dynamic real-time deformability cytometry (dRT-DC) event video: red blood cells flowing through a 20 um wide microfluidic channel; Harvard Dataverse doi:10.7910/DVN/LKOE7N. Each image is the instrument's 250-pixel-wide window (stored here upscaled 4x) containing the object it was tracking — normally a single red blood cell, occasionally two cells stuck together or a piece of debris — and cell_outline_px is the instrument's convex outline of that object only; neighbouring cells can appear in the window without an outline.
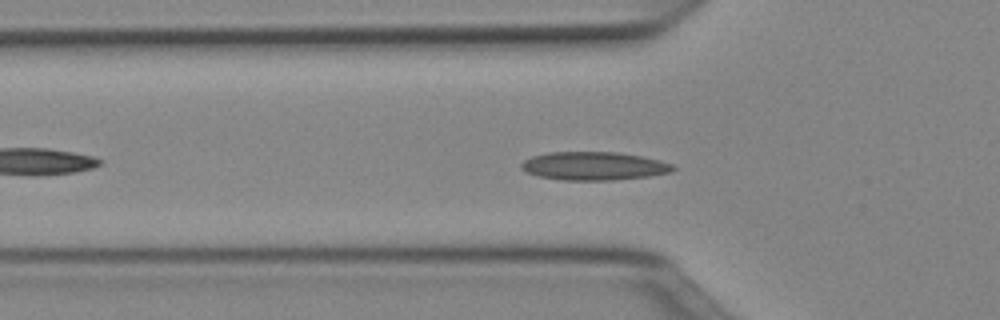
{"species": "Egyptian fruit bat (a non-hibernating species)", "species_latin": "Rousettus aegyptiacus", "temperature_condition": "cold", "stored_images_in_passage": 37, "camera_frame_rate_fps": 3000, "um_per_image_px": 0.085, "animal": {"sex": "female"}, "frame": {"image": 1, "passage_image": 2, "time_ms": 0.333, "image_size_px": [1000, 320], "cell_outline_px": [[676, 168], [672, 172], [648, 176], [612, 180], [564, 180], [540, 176], [528, 172], [520, 168], [520, 164], [524, 160], [532, 156], [548, 152], [616, 152], [640, 156], [660, 160], [672, 164]], "centroid_in_image_um": [50.48, 14.1], "position_along_channel_um": 75.3, "area_um2": 24.91}}
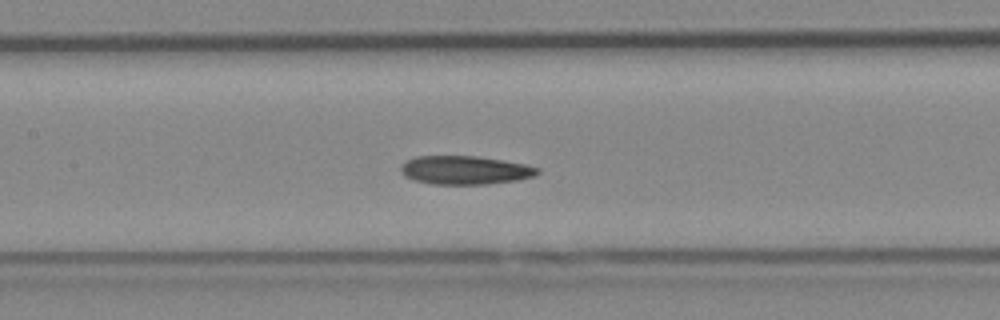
{"frame": {"image": 2, "passage_image": 9, "time_ms": 2.667, "image_size_px": [1000, 320], "cell_outline_px": [[540, 172], [536, 176], [516, 180], [488, 184], [432, 184], [416, 180], [404, 176], [400, 172], [400, 164], [404, 160], [416, 156], [476, 156], [504, 160], [524, 164], [540, 168]], "centroid_in_image_um": [39.5, 14.45], "position_along_channel_um": 167.9, "area_um2": 22.95}}
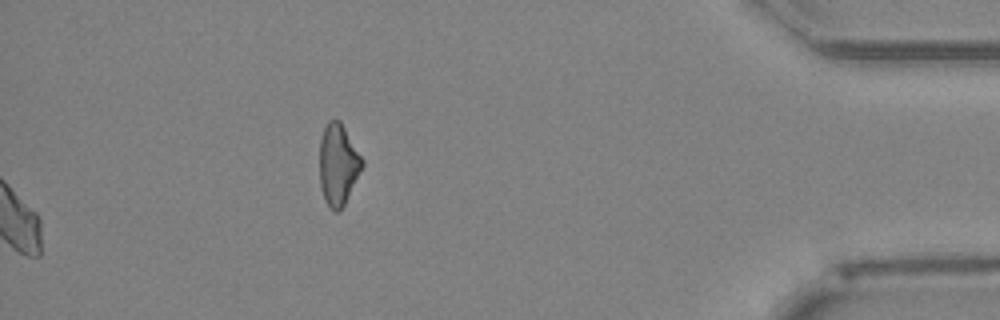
{"frame": {"image": 3, "passage_image": 37, "time_ms": 12.0, "image_size_px": [1000, 320], "cell_outline_px": [[364, 164], [344, 204], [336, 212], [324, 200], [320, 184], [320, 140], [324, 128], [328, 120], [340, 120], [364, 160]], "centroid_in_image_um": [28.74, 13.95], "position_along_channel_um": 406.5, "area_um2": 19.88}}